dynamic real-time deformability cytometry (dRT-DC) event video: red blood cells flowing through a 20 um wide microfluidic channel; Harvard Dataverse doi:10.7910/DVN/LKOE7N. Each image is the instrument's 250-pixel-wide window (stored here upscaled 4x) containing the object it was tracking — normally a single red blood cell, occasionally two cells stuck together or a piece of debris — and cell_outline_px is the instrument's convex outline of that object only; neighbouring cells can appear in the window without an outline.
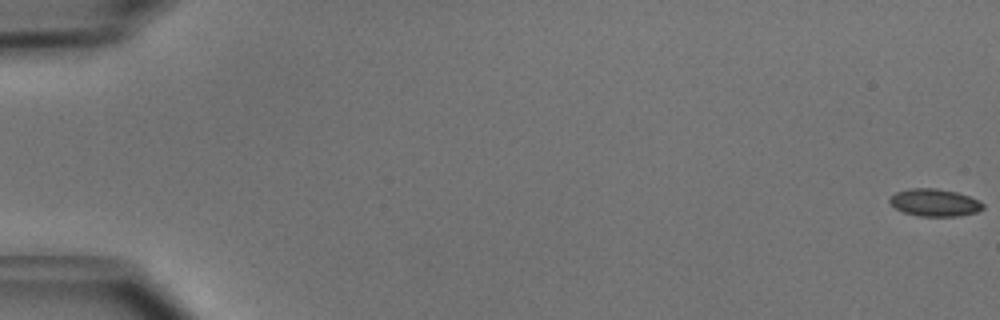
{"species": "common noctule bat (a hibernating species)", "species_latin": "Nyctalus noctula", "temperature_condition": "cold", "stored_images_in_passage": 53, "camera_frame_rate_fps": 3000, "um_per_image_px": 0.085, "animal": {"sex": "male", "body_mass_g": 15.6}, "frame": {"image": 1, "passage_image": 1, "time_ms": 0.0, "image_size_px": [1000, 320], "cell_outline_px": [[984, 208], [976, 212], [960, 216], [920, 216], [904, 212], [896, 208], [888, 200], [896, 192], [908, 188], [936, 188], [956, 192], [980, 200], [984, 204]], "centroid_in_image_um": [79.47, 17.21], "position_along_channel_um": 5.5, "area_um2": 14.85}}
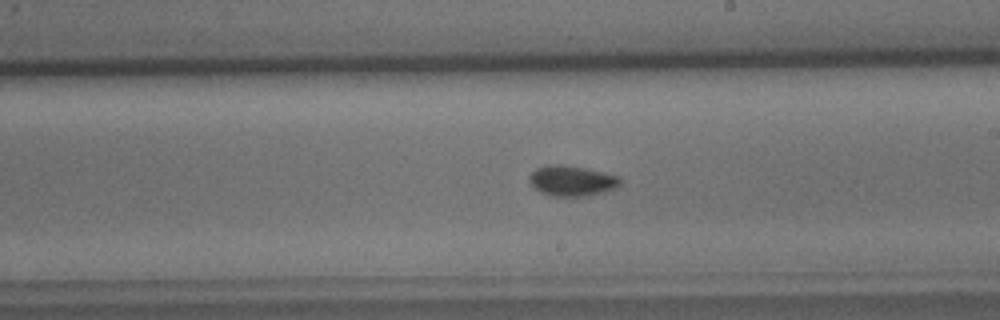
{"frame": {"image": 2, "passage_image": 31, "time_ms": 10.0, "image_size_px": [1000, 320], "cell_outline_px": [[620, 184], [616, 188], [604, 192], [588, 196], [552, 196], [540, 192], [528, 180], [528, 176], [536, 168], [548, 164], [560, 164], [584, 168], [620, 176]], "centroid_in_image_um": [48.6, 15.37], "position_along_channel_um": 240.4, "area_um2": 16.13}}
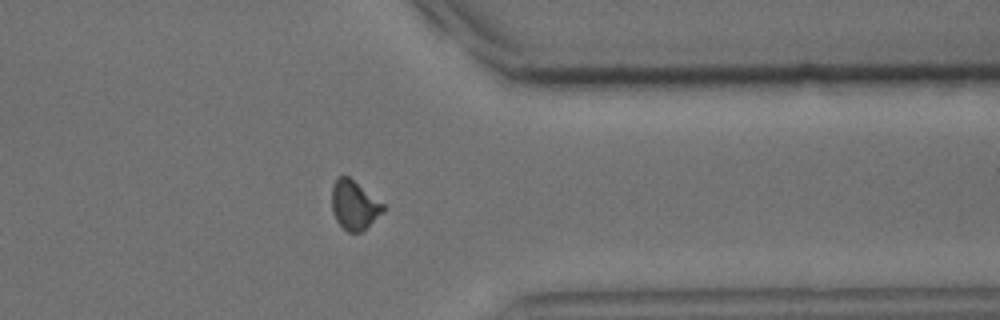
{"frame": {"image": 3, "passage_image": 42, "time_ms": 13.667, "image_size_px": [1000, 320], "cell_outline_px": [[384, 212], [360, 232], [348, 232], [336, 220], [332, 212], [332, 184], [340, 176], [348, 176], [384, 204]], "centroid_in_image_um": [30.1, 17.43], "position_along_channel_um": 381.3, "area_um2": 14.45}, "authors_computed_cell_mechanics": {"area_um2": 14.8546, "velocity_mm_per_s": 3.9948, "shape_relaxation_time_tau1_ms": 4.0454, "shape_relaxation_time_tau2_ms": 2.8902, "deformation_change_tau1": 0.1019, "deformation_change_tau2": 0.0661}}